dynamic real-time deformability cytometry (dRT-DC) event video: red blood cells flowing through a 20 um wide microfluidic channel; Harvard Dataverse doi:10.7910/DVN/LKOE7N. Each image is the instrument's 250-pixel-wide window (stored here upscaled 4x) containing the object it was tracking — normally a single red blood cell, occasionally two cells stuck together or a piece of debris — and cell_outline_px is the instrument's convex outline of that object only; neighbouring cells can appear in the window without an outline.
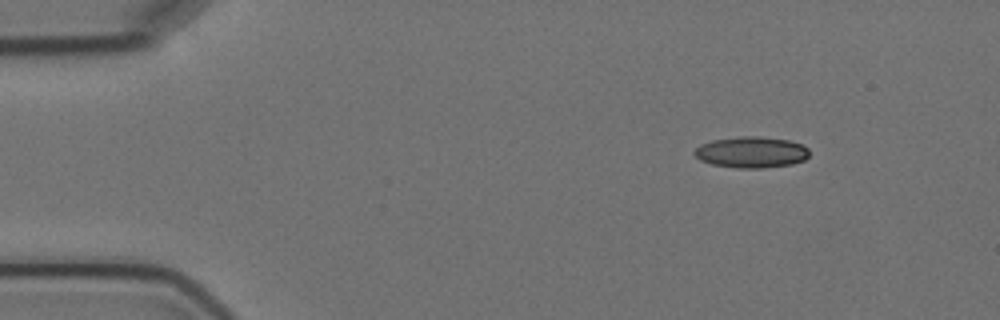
{"species": "Egyptian fruit bat (a non-hibernating species)", "species_latin": "Rousettus aegyptiacus", "temperature_condition": "cold", "stored_images_in_passage": 10, "camera_frame_rate_fps": 3000, "um_per_image_px": 0.085, "animal": {"sex": "female"}, "frame": {"image": 1, "passage_image": 1, "time_ms": 0.0, "image_size_px": [1000, 320], "cell_outline_px": [[808, 156], [804, 160], [792, 164], [760, 168], [736, 168], [712, 164], [700, 160], [692, 152], [700, 144], [712, 140], [740, 136], [760, 136], [788, 140], [800, 144], [808, 148]], "centroid_in_image_um": [63.84, 12.93], "position_along_channel_um": 21.2, "area_um2": 20.87}}
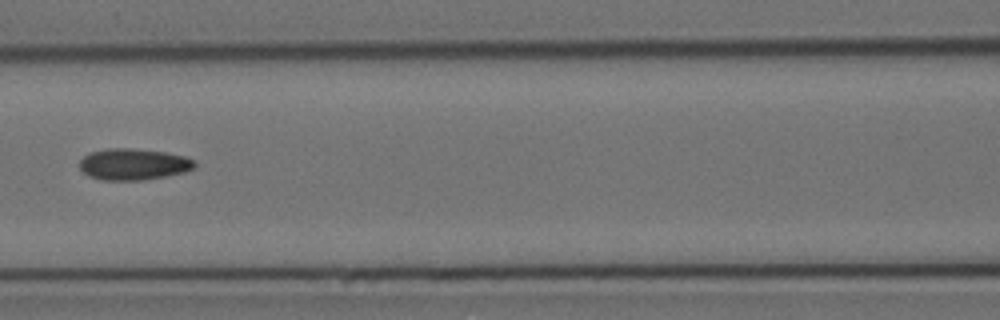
{"frame": {"image": 2, "passage_image": 6, "time_ms": 6.0, "image_size_px": [1000, 320], "cell_outline_px": [[196, 164], [192, 168], [184, 172], [164, 176], [140, 180], [100, 180], [88, 176], [80, 168], [80, 160], [88, 152], [108, 148], [132, 148], [164, 152], [184, 156], [192, 160]], "centroid_in_image_um": [11.28, 13.95], "position_along_channel_um": 155.3, "area_um2": 20.92}}
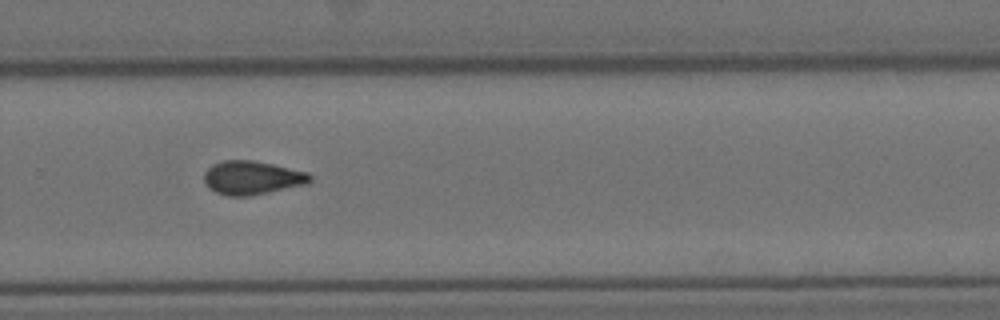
{"frame": {"image": 3, "passage_image": 10, "time_ms": 10.333, "image_size_px": [1000, 320], "cell_outline_px": [[312, 180], [308, 184], [252, 196], [228, 196], [216, 192], [208, 188], [204, 180], [204, 172], [212, 164], [224, 160], [252, 160], [272, 164], [308, 172], [312, 176]], "centroid_in_image_um": [21.44, 15.12], "position_along_channel_um": 308.4, "area_um2": 20.98}}